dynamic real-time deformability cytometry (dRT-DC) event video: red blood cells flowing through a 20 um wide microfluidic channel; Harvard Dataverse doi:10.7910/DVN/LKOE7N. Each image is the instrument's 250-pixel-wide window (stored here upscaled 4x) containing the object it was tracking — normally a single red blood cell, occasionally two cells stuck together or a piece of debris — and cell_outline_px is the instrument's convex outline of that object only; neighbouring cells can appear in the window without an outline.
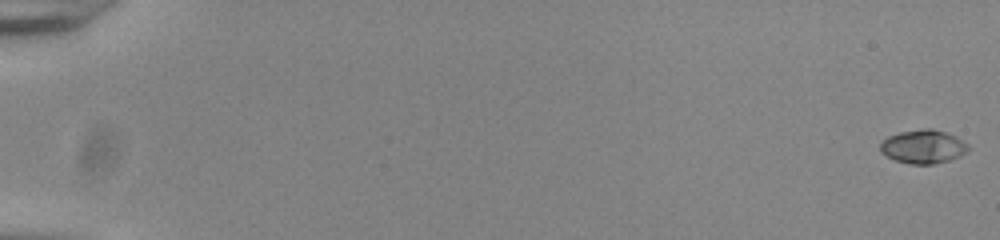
{"species": "common noctule bat (a hibernating species)", "species_latin": "Nyctalus noctula", "temperature_condition": "room temperature", "stored_images_in_passage": 56, "camera_frame_rate_fps": 3000, "um_per_image_px": 0.085, "animal": {"sex": "male", "body_mass_g": 20.0, "forearm_length_mm": 53.3}, "frame": {"image": 1, "passage_image": 1, "time_ms": 0.0, "image_size_px": [1000, 240], "cell_outline_px": [[968, 152], [960, 156], [948, 160], [932, 164], [908, 164], [896, 160], [880, 152], [880, 144], [888, 136], [900, 132], [924, 128], [932, 128], [956, 136], [968, 144]], "centroid_in_image_um": [78.48, 12.46], "position_along_channel_um": 6.5, "area_um2": 17.17}}
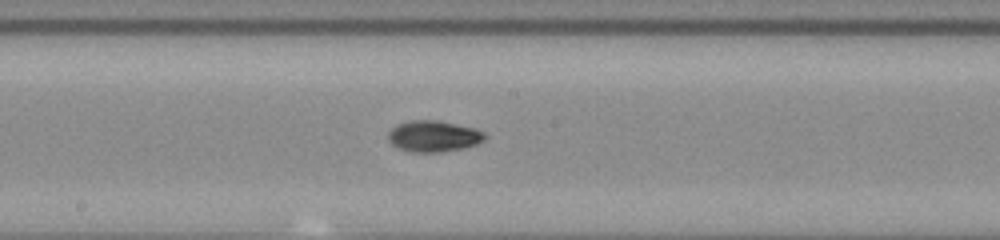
{"frame": {"image": 2, "passage_image": 32, "time_ms": 10.333, "image_size_px": [1000, 240], "cell_outline_px": [[484, 140], [476, 144], [464, 148], [440, 152], [412, 152], [400, 148], [392, 144], [388, 140], [388, 132], [396, 124], [412, 120], [440, 120], [472, 128], [484, 132]], "centroid_in_image_um": [36.82, 11.57], "position_along_channel_um": 211.4, "area_um2": 17.46}}
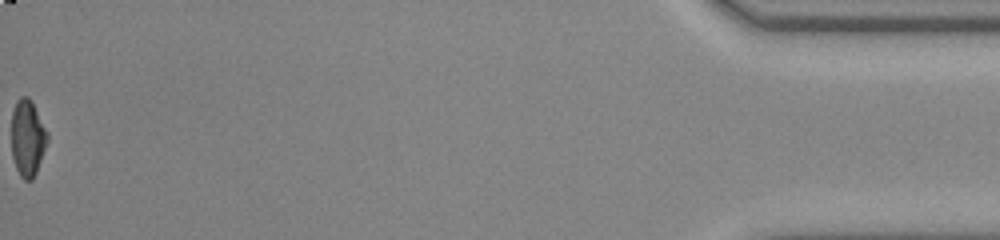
{"frame": {"image": 3, "passage_image": 56, "time_ms": 18.333, "image_size_px": [1000, 240], "cell_outline_px": [[48, 140], [36, 172], [32, 180], [24, 180], [20, 176], [16, 168], [12, 156], [12, 112], [16, 100], [20, 96], [28, 96], [32, 100], [48, 132]], "centroid_in_image_um": [2.34, 11.69], "position_along_channel_um": 432.9, "area_um2": 16.13}, "authors_computed_cell_mechanics": {"area_um2": 16.5308, "velocity_mm_per_s": 3.8695, "shape_relaxation_time_tau1_ms": 3.8508, "shape_relaxation_time_tau2_ms": 3.718, "deformation_change_tau1": 0.1676, "deformation_change_tau2": 0.0682}}